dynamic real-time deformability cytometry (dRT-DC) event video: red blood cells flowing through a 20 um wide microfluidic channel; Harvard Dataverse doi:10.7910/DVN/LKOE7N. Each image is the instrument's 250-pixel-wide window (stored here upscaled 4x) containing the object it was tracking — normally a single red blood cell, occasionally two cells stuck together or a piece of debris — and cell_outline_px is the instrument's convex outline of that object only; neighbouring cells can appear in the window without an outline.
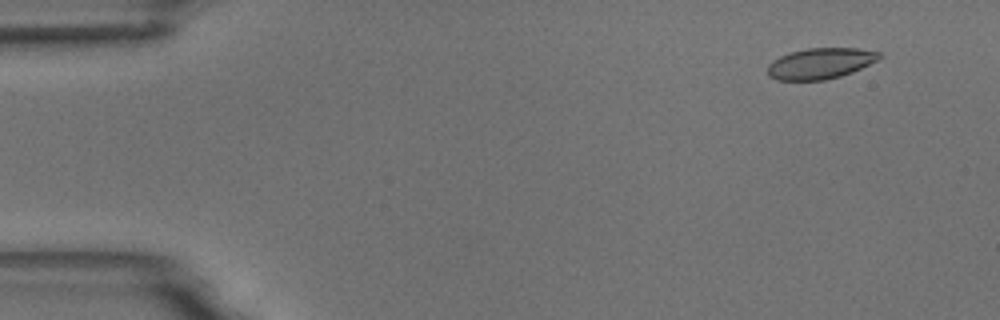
{"species": "common noctule bat (a hibernating species)", "species_latin": "Nyctalus noctula", "temperature_condition": "room temperature", "stored_images_in_passage": 7, "camera_frame_rate_fps": 3000, "um_per_image_px": 0.085, "animal": {"sex": "male", "body_mass_g": 18.8}, "frame": {"image": 1, "passage_image": 2, "time_ms": 1.0, "image_size_px": [1000, 320], "cell_outline_px": [[884, 56], [880, 60], [852, 72], [840, 76], [824, 80], [776, 80], [768, 76], [768, 64], [772, 60], [780, 56], [792, 52], [808, 48], [856, 48], [880, 52]], "centroid_in_image_um": [69.76, 5.39], "position_along_channel_um": 15.2, "area_um2": 20.23}}
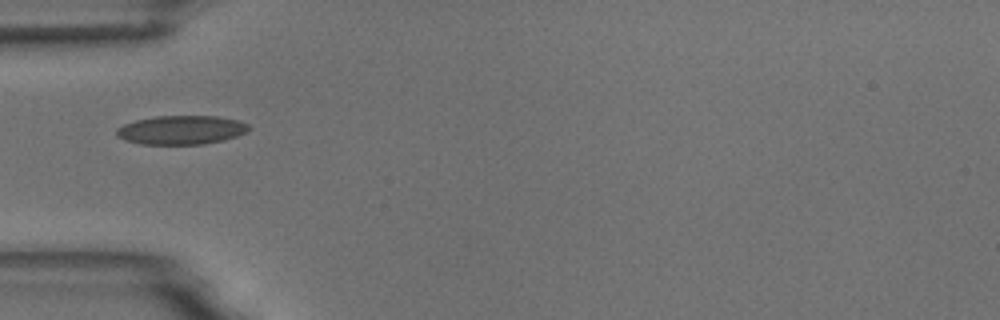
{"frame": {"image": 2, "passage_image": 5, "time_ms": 5.333, "image_size_px": [1000, 320], "cell_outline_px": [[252, 128], [248, 132], [224, 140], [204, 144], [140, 144], [124, 140], [116, 136], [116, 128], [124, 124], [136, 120], [156, 116], [216, 116], [240, 120], [248, 124]], "centroid_in_image_um": [15.43, 11.04], "position_along_channel_um": 69.6, "area_um2": 22.48}}
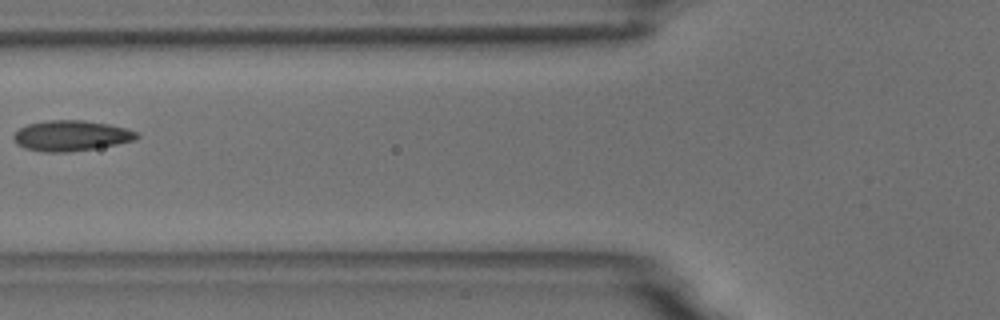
{"frame": {"image": 3, "passage_image": 6, "time_ms": 6.667, "image_size_px": [1000, 320], "cell_outline_px": [[140, 136], [136, 140], [116, 144], [68, 152], [44, 152], [24, 148], [16, 144], [12, 136], [20, 128], [28, 124], [48, 120], [84, 120], [108, 124], [128, 128], [140, 132]], "centroid_in_image_um": [6.07, 11.53], "position_along_channel_um": 119.7, "area_um2": 21.96}}